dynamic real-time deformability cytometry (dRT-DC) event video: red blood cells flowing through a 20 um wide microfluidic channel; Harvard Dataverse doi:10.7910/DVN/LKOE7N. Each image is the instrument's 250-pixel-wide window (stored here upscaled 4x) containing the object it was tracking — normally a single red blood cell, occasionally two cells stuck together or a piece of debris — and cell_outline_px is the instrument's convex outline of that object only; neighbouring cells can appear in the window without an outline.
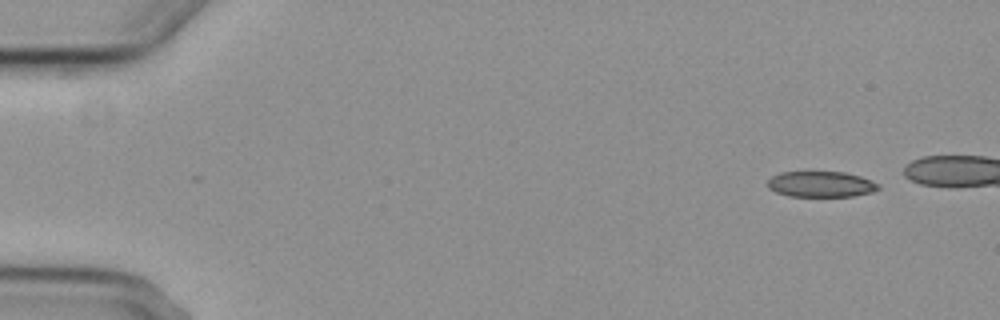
{"species": "common noctule bat (a hibernating species)", "species_latin": "Nyctalus noctula", "temperature_condition": "cold", "stored_images_in_passage": 5, "camera_frame_rate_fps": 3000, "um_per_image_px": 0.085, "animal": {"sex": "female", "body_mass_g": 29.2, "forearm_length_mm": 56.3}, "frame": {"image": 1, "passage_image": 1, "time_ms": 0.0, "image_size_px": [1000, 320], "cell_outline_px": [[880, 188], [872, 192], [852, 196], [788, 196], [776, 192], [768, 188], [768, 180], [772, 176], [780, 172], [844, 172], [860, 176], [872, 180], [880, 184]], "centroid_in_image_um": [69.79, 15.65], "position_along_channel_um": 15.2, "area_um2": 16.65}}